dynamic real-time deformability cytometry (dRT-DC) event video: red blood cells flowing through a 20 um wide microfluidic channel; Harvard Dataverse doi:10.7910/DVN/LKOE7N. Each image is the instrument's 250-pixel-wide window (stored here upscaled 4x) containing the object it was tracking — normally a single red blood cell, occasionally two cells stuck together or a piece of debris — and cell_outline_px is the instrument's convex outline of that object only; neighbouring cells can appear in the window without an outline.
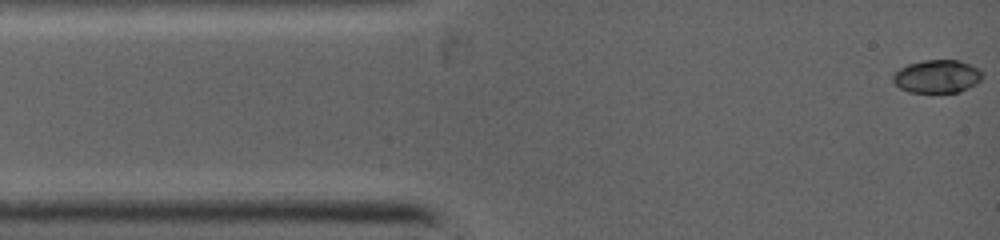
{"species": "common noctule bat (a hibernating species)", "species_latin": "Nyctalus noctula", "temperature_condition": "warm", "stored_images_in_passage": 43, "camera_frame_rate_fps": 5000, "um_per_image_px": 0.085, "animal": {"sex": "female", "body_mass_g": 19.0, "forearm_length_mm": 53.3}, "frame": {"image": 1, "passage_image": 1, "time_ms": 0.0, "image_size_px": [1000, 240], "cell_outline_px": [[984, 76], [976, 84], [960, 92], [908, 92], [900, 88], [892, 80], [892, 76], [900, 68], [908, 64], [924, 60], [960, 60], [980, 68]], "centroid_in_image_um": [79.68, 6.49], "position_along_channel_um": 5.3, "area_um2": 17.34}}
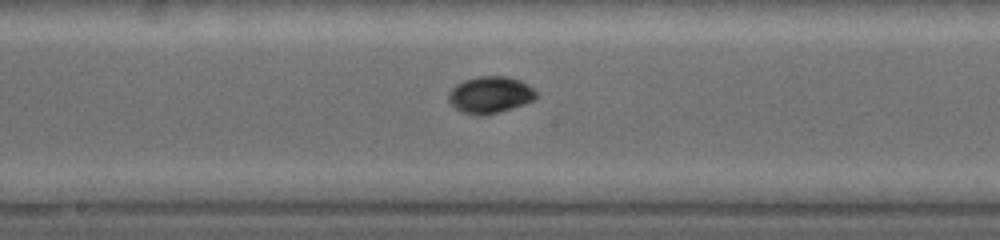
{"frame": {"image": 2, "passage_image": 25, "time_ms": 5.6, "image_size_px": [1000, 240], "cell_outline_px": [[536, 100], [512, 108], [496, 112], [464, 112], [456, 108], [448, 100], [448, 92], [456, 84], [464, 80], [476, 76], [508, 76], [520, 80], [528, 84], [536, 92]], "centroid_in_image_um": [41.69, 8.0], "position_along_channel_um": 206.5, "area_um2": 18.26}}
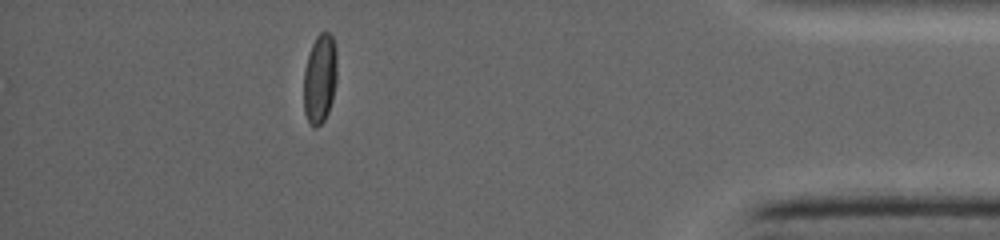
{"frame": {"image": 3, "passage_image": 43, "time_ms": 10.8, "image_size_px": [1000, 240], "cell_outline_px": [[336, 80], [332, 100], [328, 112], [324, 120], [316, 128], [312, 128], [304, 112], [304, 68], [312, 44], [316, 36], [320, 32], [328, 32], [332, 36], [336, 48]], "centroid_in_image_um": [27.18, 6.69], "position_along_channel_um": 408.0, "area_um2": 17.4}}